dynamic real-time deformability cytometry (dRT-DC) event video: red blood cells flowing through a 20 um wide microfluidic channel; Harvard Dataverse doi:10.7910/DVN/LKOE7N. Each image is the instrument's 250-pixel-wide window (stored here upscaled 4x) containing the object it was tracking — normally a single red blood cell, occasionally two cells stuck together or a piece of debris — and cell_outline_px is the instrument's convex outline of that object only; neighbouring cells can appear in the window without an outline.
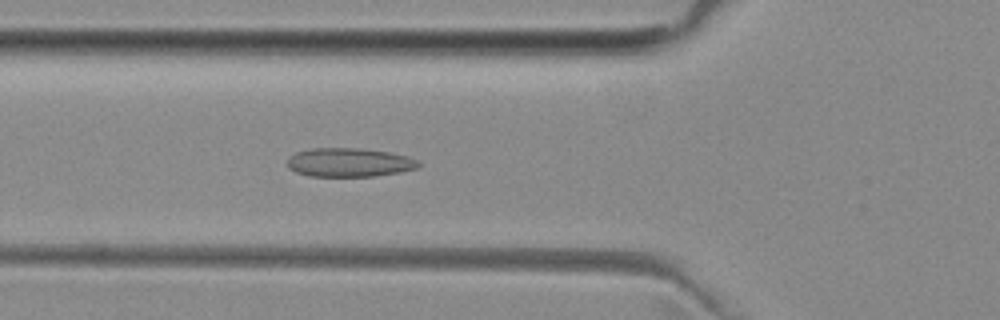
{"species": "common noctule bat (a hibernating species)", "species_latin": "Nyctalus noctula", "temperature_condition": "room temperature", "stored_images_in_passage": 51, "camera_frame_rate_fps": 3000, "um_per_image_px": 0.085, "animal": {"sex": "female", "body_mass_g": 29.2, "forearm_length_mm": 56.3}, "frame": {"image": 1, "passage_image": 18, "time_ms": 5.667, "image_size_px": [1000, 320], "cell_outline_px": [[420, 168], [400, 172], [372, 176], [308, 176], [296, 172], [288, 168], [288, 156], [296, 152], [312, 148], [360, 148], [388, 152], [408, 156], [420, 160]], "centroid_in_image_um": [29.7, 13.8], "position_along_channel_um": 96.1, "area_um2": 22.2}}
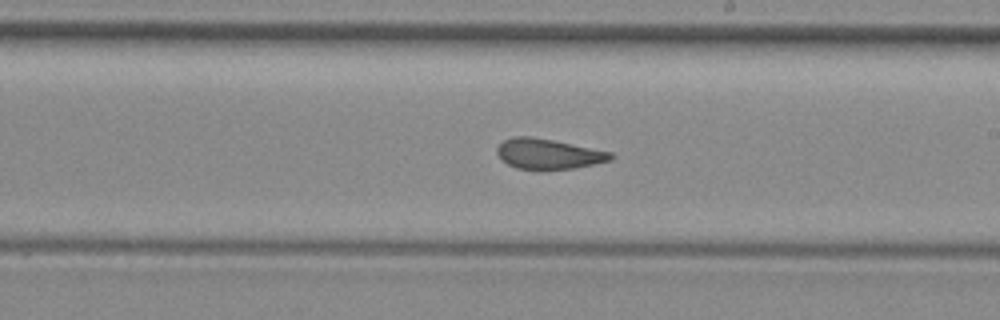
{"frame": {"image": 2, "passage_image": 29, "time_ms": 9.333, "image_size_px": [1000, 320], "cell_outline_px": [[616, 156], [612, 160], [572, 168], [544, 172], [540, 172], [516, 168], [500, 160], [496, 152], [496, 148], [504, 140], [516, 136], [532, 136], [612, 152]], "centroid_in_image_um": [46.58, 13.12], "position_along_channel_um": 242.4, "area_um2": 20.58}}
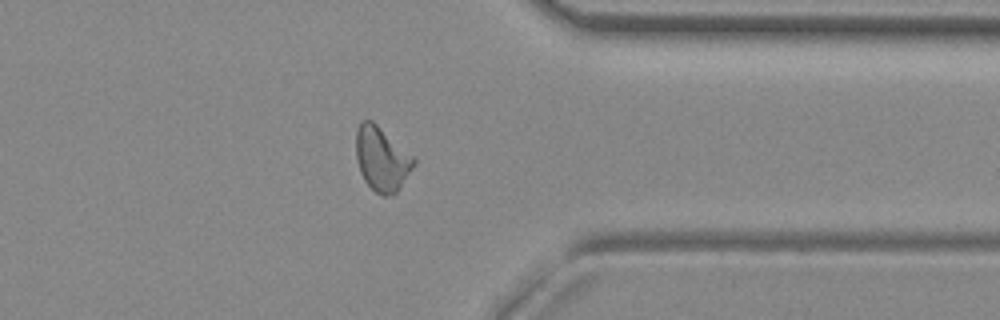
{"frame": {"image": 3, "passage_image": 40, "time_ms": 13.0, "image_size_px": [1000, 320], "cell_outline_px": [[416, 164], [400, 188], [392, 196], [384, 196], [376, 192], [364, 180], [360, 172], [356, 160], [356, 132], [360, 120], [372, 120], [412, 156], [416, 160]], "centroid_in_image_um": [32.44, 13.52], "position_along_channel_um": 379.0, "area_um2": 21.5}, "authors_computed_cell_mechanics": {"area_um2": 21.5016, "velocity_mm_per_s": 3.9861, "shape_relaxation_time_tau1_ms": null, "shape_relaxation_time_tau2_ms": 2.3279, "deformation_change_tau1": null, "deformation_change_tau2": 0.0711}}